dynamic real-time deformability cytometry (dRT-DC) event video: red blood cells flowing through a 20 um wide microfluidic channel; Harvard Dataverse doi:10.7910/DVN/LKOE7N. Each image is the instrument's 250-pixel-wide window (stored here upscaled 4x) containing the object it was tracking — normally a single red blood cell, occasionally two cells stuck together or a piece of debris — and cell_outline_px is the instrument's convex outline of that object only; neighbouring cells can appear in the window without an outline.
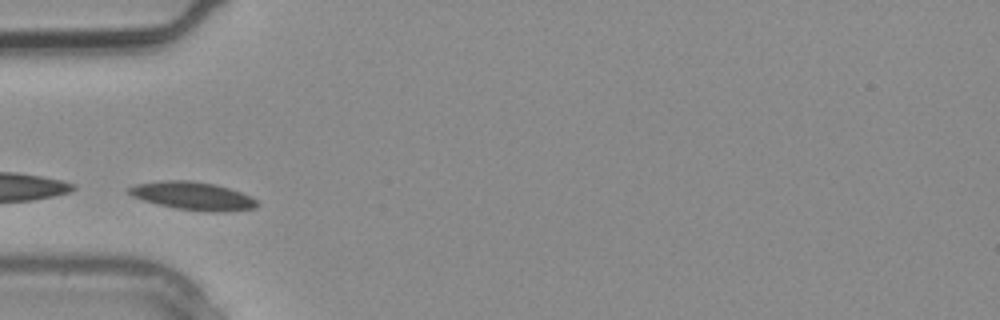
{"species": "common noctule bat (a hibernating species)", "species_latin": "Nyctalus noctula", "temperature_condition": "warm", "stored_images_in_passage": 1, "camera_frame_rate_fps": 3000, "um_per_image_px": 0.085, "animal": {"sex": "male", "body_mass_g": 20.4}, "frame": {"image": 1, "passage_image": 1, "time_ms": 0.0, "image_size_px": [1000, 320], "cell_outline_px": [[260, 204], [256, 208], [224, 212], [208, 212], [176, 208], [144, 200], [132, 196], [128, 192], [128, 188], [136, 184], [168, 180], [188, 180], [212, 184], [228, 188], [252, 196]], "centroid_in_image_um": [16.44, 16.66], "position_along_channel_um": 68.6, "area_um2": 20.75}}